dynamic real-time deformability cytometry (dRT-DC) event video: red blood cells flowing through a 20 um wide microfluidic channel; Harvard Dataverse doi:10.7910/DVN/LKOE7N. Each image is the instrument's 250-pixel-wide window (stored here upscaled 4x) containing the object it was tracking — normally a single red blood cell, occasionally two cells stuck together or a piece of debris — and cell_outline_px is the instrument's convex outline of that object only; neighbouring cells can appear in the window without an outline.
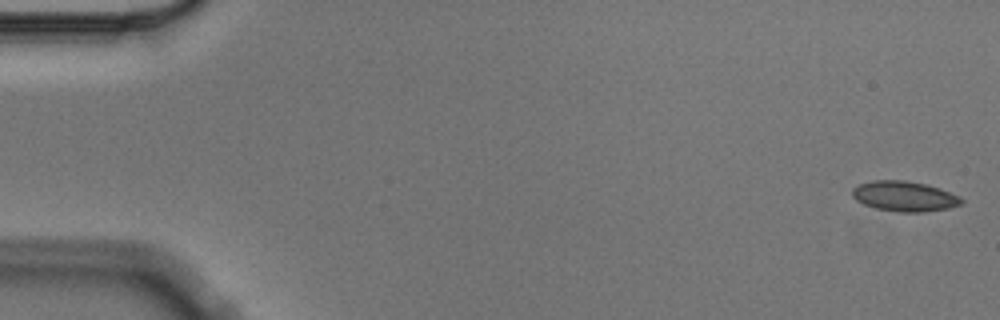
{"species": "Egyptian fruit bat (a non-hibernating species)", "species_latin": "Rousettus aegyptiacus", "temperature_condition": "cold", "stored_images_in_passage": 5, "camera_frame_rate_fps": 3000, "um_per_image_px": 0.085, "animal": {"sex": "male"}, "frame": {"image": 1, "passage_image": 1, "time_ms": 0.0, "image_size_px": [1000, 320], "cell_outline_px": [[964, 204], [948, 208], [924, 212], [896, 212], [876, 208], [864, 204], [856, 200], [852, 196], [852, 188], [860, 184], [872, 180], [904, 180], [928, 184], [940, 188], [960, 196], [964, 200]], "centroid_in_image_um": [76.9, 16.68], "position_along_channel_um": 8.1, "area_um2": 19.42}}